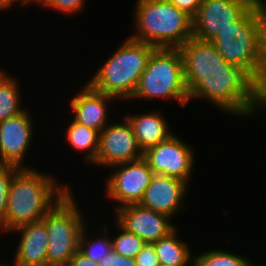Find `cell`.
I'll return each mask as SVG.
<instances>
[{
	"instance_id": "23",
	"label": "cell",
	"mask_w": 266,
	"mask_h": 266,
	"mask_svg": "<svg viewBox=\"0 0 266 266\" xmlns=\"http://www.w3.org/2000/svg\"><path fill=\"white\" fill-rule=\"evenodd\" d=\"M114 223L118 232L116 236H111L112 249L124 257L135 258L146 243L137 235L124 229L116 220Z\"/></svg>"
},
{
	"instance_id": "29",
	"label": "cell",
	"mask_w": 266,
	"mask_h": 266,
	"mask_svg": "<svg viewBox=\"0 0 266 266\" xmlns=\"http://www.w3.org/2000/svg\"><path fill=\"white\" fill-rule=\"evenodd\" d=\"M260 58L262 80L266 74V19L260 18Z\"/></svg>"
},
{
	"instance_id": "1",
	"label": "cell",
	"mask_w": 266,
	"mask_h": 266,
	"mask_svg": "<svg viewBox=\"0 0 266 266\" xmlns=\"http://www.w3.org/2000/svg\"><path fill=\"white\" fill-rule=\"evenodd\" d=\"M179 50L189 102L209 101L236 118L261 113V84L245 68L228 64L211 41L192 37Z\"/></svg>"
},
{
	"instance_id": "30",
	"label": "cell",
	"mask_w": 266,
	"mask_h": 266,
	"mask_svg": "<svg viewBox=\"0 0 266 266\" xmlns=\"http://www.w3.org/2000/svg\"><path fill=\"white\" fill-rule=\"evenodd\" d=\"M66 266H100L98 262L87 258L79 250L73 255Z\"/></svg>"
},
{
	"instance_id": "33",
	"label": "cell",
	"mask_w": 266,
	"mask_h": 266,
	"mask_svg": "<svg viewBox=\"0 0 266 266\" xmlns=\"http://www.w3.org/2000/svg\"><path fill=\"white\" fill-rule=\"evenodd\" d=\"M15 3L18 5L16 0H0V11L10 10L9 8H12L13 4L16 6Z\"/></svg>"
},
{
	"instance_id": "32",
	"label": "cell",
	"mask_w": 266,
	"mask_h": 266,
	"mask_svg": "<svg viewBox=\"0 0 266 266\" xmlns=\"http://www.w3.org/2000/svg\"><path fill=\"white\" fill-rule=\"evenodd\" d=\"M260 18L266 19V0H254Z\"/></svg>"
},
{
	"instance_id": "16",
	"label": "cell",
	"mask_w": 266,
	"mask_h": 266,
	"mask_svg": "<svg viewBox=\"0 0 266 266\" xmlns=\"http://www.w3.org/2000/svg\"><path fill=\"white\" fill-rule=\"evenodd\" d=\"M19 233L13 264L6 266H47L48 232L41 220L19 226L10 233Z\"/></svg>"
},
{
	"instance_id": "19",
	"label": "cell",
	"mask_w": 266,
	"mask_h": 266,
	"mask_svg": "<svg viewBox=\"0 0 266 266\" xmlns=\"http://www.w3.org/2000/svg\"><path fill=\"white\" fill-rule=\"evenodd\" d=\"M70 124H68L65 134V138L69 147L71 146L74 150L79 151V153L83 151L84 162L87 164H92L98 153L99 148V132L84 126L78 122L70 120Z\"/></svg>"
},
{
	"instance_id": "28",
	"label": "cell",
	"mask_w": 266,
	"mask_h": 266,
	"mask_svg": "<svg viewBox=\"0 0 266 266\" xmlns=\"http://www.w3.org/2000/svg\"><path fill=\"white\" fill-rule=\"evenodd\" d=\"M179 10L185 12L192 19L196 16L203 0H169Z\"/></svg>"
},
{
	"instance_id": "15",
	"label": "cell",
	"mask_w": 266,
	"mask_h": 266,
	"mask_svg": "<svg viewBox=\"0 0 266 266\" xmlns=\"http://www.w3.org/2000/svg\"><path fill=\"white\" fill-rule=\"evenodd\" d=\"M78 91L69 102L71 119L100 133L111 120L108 103L117 99L94 90L87 82Z\"/></svg>"
},
{
	"instance_id": "3",
	"label": "cell",
	"mask_w": 266,
	"mask_h": 266,
	"mask_svg": "<svg viewBox=\"0 0 266 266\" xmlns=\"http://www.w3.org/2000/svg\"><path fill=\"white\" fill-rule=\"evenodd\" d=\"M131 38L156 48H179L193 37L192 18L169 0H136Z\"/></svg>"
},
{
	"instance_id": "12",
	"label": "cell",
	"mask_w": 266,
	"mask_h": 266,
	"mask_svg": "<svg viewBox=\"0 0 266 266\" xmlns=\"http://www.w3.org/2000/svg\"><path fill=\"white\" fill-rule=\"evenodd\" d=\"M27 109L0 122V164L31 168L24 162L33 141L34 126Z\"/></svg>"
},
{
	"instance_id": "8",
	"label": "cell",
	"mask_w": 266,
	"mask_h": 266,
	"mask_svg": "<svg viewBox=\"0 0 266 266\" xmlns=\"http://www.w3.org/2000/svg\"><path fill=\"white\" fill-rule=\"evenodd\" d=\"M110 169L115 171L110 173L105 180L104 185L106 186L104 187H106L105 197L113 203H117L113 210L126 205L139 204L154 176L147 160L142 157L138 160L117 164Z\"/></svg>"
},
{
	"instance_id": "20",
	"label": "cell",
	"mask_w": 266,
	"mask_h": 266,
	"mask_svg": "<svg viewBox=\"0 0 266 266\" xmlns=\"http://www.w3.org/2000/svg\"><path fill=\"white\" fill-rule=\"evenodd\" d=\"M0 69V122L20 114L23 108L18 80Z\"/></svg>"
},
{
	"instance_id": "17",
	"label": "cell",
	"mask_w": 266,
	"mask_h": 266,
	"mask_svg": "<svg viewBox=\"0 0 266 266\" xmlns=\"http://www.w3.org/2000/svg\"><path fill=\"white\" fill-rule=\"evenodd\" d=\"M127 113L125 117L132 125L134 135L139 147L145 152L148 148L167 140L174 134V130L168 126V120L159 110L147 111V113Z\"/></svg>"
},
{
	"instance_id": "31",
	"label": "cell",
	"mask_w": 266,
	"mask_h": 266,
	"mask_svg": "<svg viewBox=\"0 0 266 266\" xmlns=\"http://www.w3.org/2000/svg\"><path fill=\"white\" fill-rule=\"evenodd\" d=\"M261 112H266V74L261 82Z\"/></svg>"
},
{
	"instance_id": "13",
	"label": "cell",
	"mask_w": 266,
	"mask_h": 266,
	"mask_svg": "<svg viewBox=\"0 0 266 266\" xmlns=\"http://www.w3.org/2000/svg\"><path fill=\"white\" fill-rule=\"evenodd\" d=\"M115 220L126 230L153 243L167 236L176 225L166 214L153 211L139 204L126 205L114 211Z\"/></svg>"
},
{
	"instance_id": "9",
	"label": "cell",
	"mask_w": 266,
	"mask_h": 266,
	"mask_svg": "<svg viewBox=\"0 0 266 266\" xmlns=\"http://www.w3.org/2000/svg\"><path fill=\"white\" fill-rule=\"evenodd\" d=\"M182 140L174 133L167 140L148 148L144 152V158L154 174L177 178L189 185L196 154L193 148Z\"/></svg>"
},
{
	"instance_id": "22",
	"label": "cell",
	"mask_w": 266,
	"mask_h": 266,
	"mask_svg": "<svg viewBox=\"0 0 266 266\" xmlns=\"http://www.w3.org/2000/svg\"><path fill=\"white\" fill-rule=\"evenodd\" d=\"M244 255H238L224 249H207L194 255L195 266H251L252 261Z\"/></svg>"
},
{
	"instance_id": "35",
	"label": "cell",
	"mask_w": 266,
	"mask_h": 266,
	"mask_svg": "<svg viewBox=\"0 0 266 266\" xmlns=\"http://www.w3.org/2000/svg\"><path fill=\"white\" fill-rule=\"evenodd\" d=\"M251 266H261V265H260V264L257 265L256 263L254 264V263L252 262ZM262 266H265V265H262Z\"/></svg>"
},
{
	"instance_id": "5",
	"label": "cell",
	"mask_w": 266,
	"mask_h": 266,
	"mask_svg": "<svg viewBox=\"0 0 266 266\" xmlns=\"http://www.w3.org/2000/svg\"><path fill=\"white\" fill-rule=\"evenodd\" d=\"M170 99L186 107L189 95L184 81L183 57L179 48H155L130 99Z\"/></svg>"
},
{
	"instance_id": "34",
	"label": "cell",
	"mask_w": 266,
	"mask_h": 266,
	"mask_svg": "<svg viewBox=\"0 0 266 266\" xmlns=\"http://www.w3.org/2000/svg\"><path fill=\"white\" fill-rule=\"evenodd\" d=\"M49 0H20L18 3L19 5L21 6H28V5H31L33 3H36V5L38 4L39 7L40 6H44ZM30 3V4H29Z\"/></svg>"
},
{
	"instance_id": "14",
	"label": "cell",
	"mask_w": 266,
	"mask_h": 266,
	"mask_svg": "<svg viewBox=\"0 0 266 266\" xmlns=\"http://www.w3.org/2000/svg\"><path fill=\"white\" fill-rule=\"evenodd\" d=\"M188 191L189 185L186 182L177 178L154 174L140 204L174 219L176 214L185 210L184 201L189 194Z\"/></svg>"
},
{
	"instance_id": "7",
	"label": "cell",
	"mask_w": 266,
	"mask_h": 266,
	"mask_svg": "<svg viewBox=\"0 0 266 266\" xmlns=\"http://www.w3.org/2000/svg\"><path fill=\"white\" fill-rule=\"evenodd\" d=\"M77 202L70 190L42 219L48 232L47 266H66L79 250L88 223Z\"/></svg>"
},
{
	"instance_id": "25",
	"label": "cell",
	"mask_w": 266,
	"mask_h": 266,
	"mask_svg": "<svg viewBox=\"0 0 266 266\" xmlns=\"http://www.w3.org/2000/svg\"><path fill=\"white\" fill-rule=\"evenodd\" d=\"M87 0H49L43 9L55 10L63 15H75L83 10ZM75 13V14H74Z\"/></svg>"
},
{
	"instance_id": "2",
	"label": "cell",
	"mask_w": 266,
	"mask_h": 266,
	"mask_svg": "<svg viewBox=\"0 0 266 266\" xmlns=\"http://www.w3.org/2000/svg\"><path fill=\"white\" fill-rule=\"evenodd\" d=\"M51 174L41 173L31 167L21 168L14 175L7 197L2 233L10 234L19 226L41 221L72 190L70 185L56 181L58 179Z\"/></svg>"
},
{
	"instance_id": "11",
	"label": "cell",
	"mask_w": 266,
	"mask_h": 266,
	"mask_svg": "<svg viewBox=\"0 0 266 266\" xmlns=\"http://www.w3.org/2000/svg\"><path fill=\"white\" fill-rule=\"evenodd\" d=\"M253 4L254 0H203L192 19L193 37L212 41L219 30L231 26Z\"/></svg>"
},
{
	"instance_id": "18",
	"label": "cell",
	"mask_w": 266,
	"mask_h": 266,
	"mask_svg": "<svg viewBox=\"0 0 266 266\" xmlns=\"http://www.w3.org/2000/svg\"><path fill=\"white\" fill-rule=\"evenodd\" d=\"M177 230L176 227L167 236L153 242L159 263L164 266H193L194 255L189 243L179 238Z\"/></svg>"
},
{
	"instance_id": "10",
	"label": "cell",
	"mask_w": 266,
	"mask_h": 266,
	"mask_svg": "<svg viewBox=\"0 0 266 266\" xmlns=\"http://www.w3.org/2000/svg\"><path fill=\"white\" fill-rule=\"evenodd\" d=\"M121 122L111 121L100 132L98 153L93 165L110 168L144 157L132 125L125 116Z\"/></svg>"
},
{
	"instance_id": "36",
	"label": "cell",
	"mask_w": 266,
	"mask_h": 266,
	"mask_svg": "<svg viewBox=\"0 0 266 266\" xmlns=\"http://www.w3.org/2000/svg\"><path fill=\"white\" fill-rule=\"evenodd\" d=\"M0 266H6L2 261L0 262Z\"/></svg>"
},
{
	"instance_id": "24",
	"label": "cell",
	"mask_w": 266,
	"mask_h": 266,
	"mask_svg": "<svg viewBox=\"0 0 266 266\" xmlns=\"http://www.w3.org/2000/svg\"><path fill=\"white\" fill-rule=\"evenodd\" d=\"M21 168L16 165L0 164V231L5 228V214L7 210V197L14 175Z\"/></svg>"
},
{
	"instance_id": "27",
	"label": "cell",
	"mask_w": 266,
	"mask_h": 266,
	"mask_svg": "<svg viewBox=\"0 0 266 266\" xmlns=\"http://www.w3.org/2000/svg\"><path fill=\"white\" fill-rule=\"evenodd\" d=\"M98 263L100 266H137L134 258L119 255L113 249Z\"/></svg>"
},
{
	"instance_id": "6",
	"label": "cell",
	"mask_w": 266,
	"mask_h": 266,
	"mask_svg": "<svg viewBox=\"0 0 266 266\" xmlns=\"http://www.w3.org/2000/svg\"><path fill=\"white\" fill-rule=\"evenodd\" d=\"M211 42L228 64L245 68L261 84L260 15L255 3Z\"/></svg>"
},
{
	"instance_id": "26",
	"label": "cell",
	"mask_w": 266,
	"mask_h": 266,
	"mask_svg": "<svg viewBox=\"0 0 266 266\" xmlns=\"http://www.w3.org/2000/svg\"><path fill=\"white\" fill-rule=\"evenodd\" d=\"M134 259L137 266H158L160 264L153 243H146Z\"/></svg>"
},
{
	"instance_id": "4",
	"label": "cell",
	"mask_w": 266,
	"mask_h": 266,
	"mask_svg": "<svg viewBox=\"0 0 266 266\" xmlns=\"http://www.w3.org/2000/svg\"><path fill=\"white\" fill-rule=\"evenodd\" d=\"M156 47L127 37L87 82L94 90L118 100L133 97L148 59Z\"/></svg>"
},
{
	"instance_id": "21",
	"label": "cell",
	"mask_w": 266,
	"mask_h": 266,
	"mask_svg": "<svg viewBox=\"0 0 266 266\" xmlns=\"http://www.w3.org/2000/svg\"><path fill=\"white\" fill-rule=\"evenodd\" d=\"M89 225H86L84 230L82 231L81 238H80V245H79V251L83 253L87 258H90L91 260L95 262H100L101 258H103L105 255L109 253V251L112 249V240L110 238V235L107 234L108 227L107 224H102V229H100V235L90 239V232L88 230ZM88 233V234H87ZM89 235V236H88Z\"/></svg>"
}]
</instances>
